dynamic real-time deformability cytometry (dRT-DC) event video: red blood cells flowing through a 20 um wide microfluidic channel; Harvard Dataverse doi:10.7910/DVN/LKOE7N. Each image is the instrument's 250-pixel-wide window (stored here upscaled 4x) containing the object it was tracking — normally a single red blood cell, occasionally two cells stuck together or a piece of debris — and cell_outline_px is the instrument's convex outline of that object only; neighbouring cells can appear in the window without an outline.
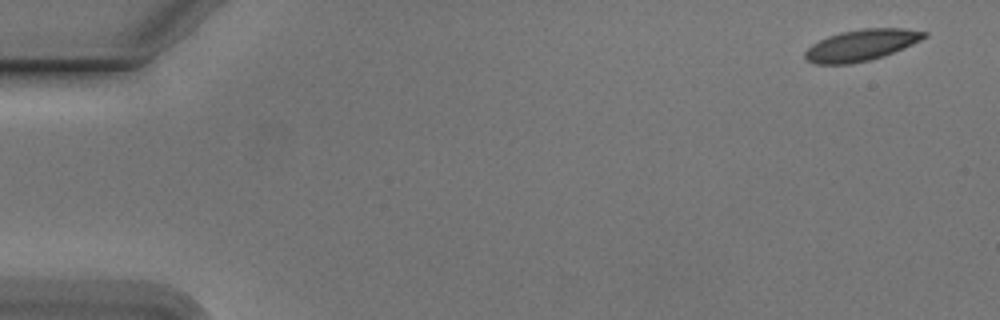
{"species": "Egyptian fruit bat (a non-hibernating species)", "species_latin": "Rousettus aegyptiacus", "temperature_condition": "cold", "stored_images_in_passage": 53, "camera_frame_rate_fps": 3000, "um_per_image_px": 0.085, "animal": {"sex": "male"}, "frame": {"image": 1, "passage_image": 1, "time_ms": 0.0, "image_size_px": [1000, 320], "cell_outline_px": [[928, 36], [904, 48], [884, 56], [868, 60], [848, 64], [816, 64], [808, 60], [804, 56], [804, 52], [812, 44], [828, 36], [840, 32], [864, 28], [904, 28], [928, 32]], "centroid_in_image_um": [73.23, 3.83], "position_along_channel_um": 11.8, "area_um2": 21.68}}
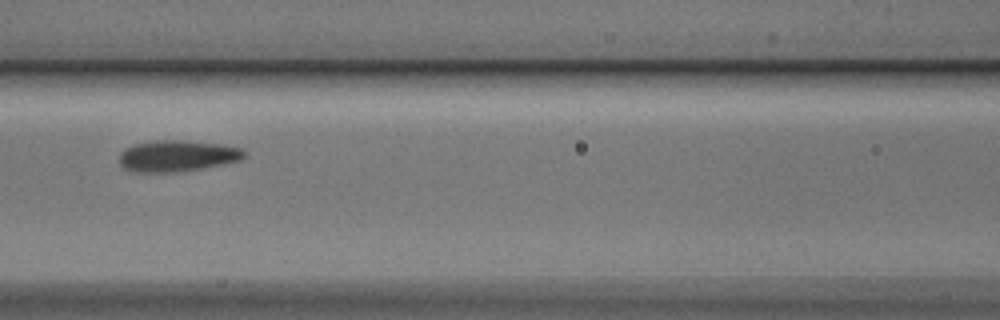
{"frame": {"image": 2, "passage_image": 23, "time_ms": 7.333, "image_size_px": [1000, 320], "cell_outline_px": [[248, 156], [240, 160], [224, 164], [176, 172], [132, 172], [124, 168], [120, 164], [120, 152], [124, 148], [132, 144], [160, 140], [184, 140], [220, 144], [244, 148], [248, 152]], "centroid_in_image_um": [15.1, 13.24], "position_along_channel_um": 151.5, "area_um2": 23.06}}
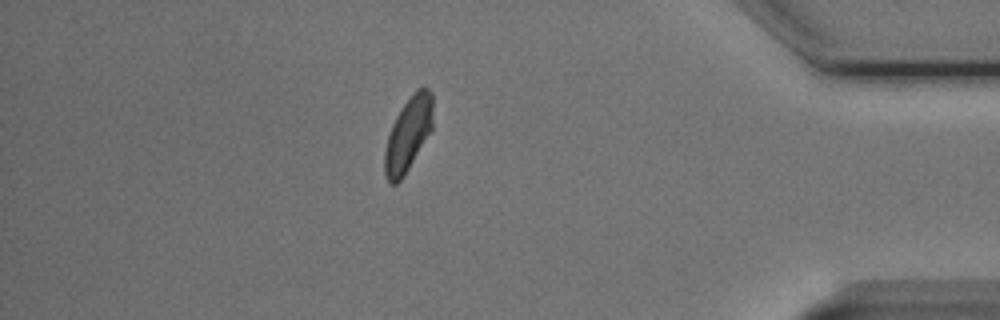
{"frame": {"image": 3, "passage_image": 46, "time_ms": 15.0, "image_size_px": [1000, 320], "cell_outline_px": [[432, 128], [404, 176], [396, 184], [392, 184], [384, 176], [384, 152], [388, 136], [392, 124], [396, 116], [412, 92], [416, 88], [428, 88], [432, 92]], "centroid_in_image_um": [34.68, 11.4], "position_along_channel_um": 400.5, "area_um2": 20.63}, "authors_computed_cell_mechanics": {"area_um2": 22.0796, "velocity_mm_per_s": 3.7485, "shape_relaxation_time_tau1_ms": 2.7083, "shape_relaxation_time_tau2_ms": 1.3454, "deformation_change_tau1": 0.1099, "deformation_change_tau2": 0.0823}}